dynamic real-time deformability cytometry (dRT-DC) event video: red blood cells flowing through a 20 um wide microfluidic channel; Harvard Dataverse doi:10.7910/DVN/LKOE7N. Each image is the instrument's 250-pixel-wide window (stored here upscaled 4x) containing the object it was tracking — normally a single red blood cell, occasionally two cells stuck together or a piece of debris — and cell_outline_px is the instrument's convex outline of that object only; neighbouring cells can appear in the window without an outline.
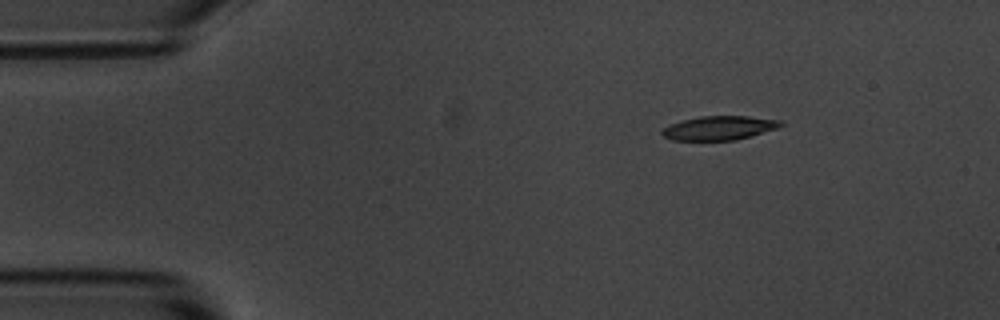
{"species": "common noctule bat (a hibernating species)", "species_latin": "Nyctalus noctula", "temperature_condition": "room temperature", "stored_images_in_passage": 4, "camera_frame_rate_fps": 3000, "um_per_image_px": 0.085, "animal": {"sex": "male", "body_mass_g": 20.1, "forearm_length_mm": 53.5}, "frame": {"image": 1, "passage_image": 2, "time_ms": 2.0, "image_size_px": [1000, 320], "cell_outline_px": [[784, 124], [776, 128], [736, 140], [672, 140], [664, 136], [660, 132], [664, 128], [672, 124], [684, 120], [700, 116], [748, 116], [780, 120]], "centroid_in_image_um": [61.13, 10.87], "position_along_channel_um": 23.9, "area_um2": 16.3}}